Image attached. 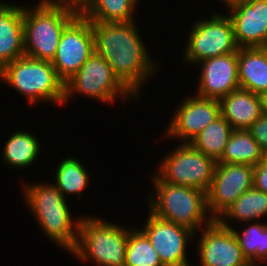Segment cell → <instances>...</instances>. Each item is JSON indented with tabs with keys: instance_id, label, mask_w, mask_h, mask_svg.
<instances>
[{
	"instance_id": "6da1fadb",
	"label": "cell",
	"mask_w": 267,
	"mask_h": 266,
	"mask_svg": "<svg viewBox=\"0 0 267 266\" xmlns=\"http://www.w3.org/2000/svg\"><path fill=\"white\" fill-rule=\"evenodd\" d=\"M135 23L91 22V25L95 52L105 58L120 82L140 99L144 81L154 76L158 65L151 59Z\"/></svg>"
},
{
	"instance_id": "7a4b0ae2",
	"label": "cell",
	"mask_w": 267,
	"mask_h": 266,
	"mask_svg": "<svg viewBox=\"0 0 267 266\" xmlns=\"http://www.w3.org/2000/svg\"><path fill=\"white\" fill-rule=\"evenodd\" d=\"M24 203L47 239L71 253L78 241L81 217L74 220L68 200L53 183H27L23 187ZM73 218V219H72Z\"/></svg>"
},
{
	"instance_id": "3957f363",
	"label": "cell",
	"mask_w": 267,
	"mask_h": 266,
	"mask_svg": "<svg viewBox=\"0 0 267 266\" xmlns=\"http://www.w3.org/2000/svg\"><path fill=\"white\" fill-rule=\"evenodd\" d=\"M151 177L154 192L150 195L151 192H147L151 214L188 228L195 234L214 220L208 215L206 192L160 181L155 174Z\"/></svg>"
},
{
	"instance_id": "277c9868",
	"label": "cell",
	"mask_w": 267,
	"mask_h": 266,
	"mask_svg": "<svg viewBox=\"0 0 267 266\" xmlns=\"http://www.w3.org/2000/svg\"><path fill=\"white\" fill-rule=\"evenodd\" d=\"M0 81L12 86L30 105L38 101L64 105L65 83L50 61L24 55L0 70Z\"/></svg>"
},
{
	"instance_id": "5b68a950",
	"label": "cell",
	"mask_w": 267,
	"mask_h": 266,
	"mask_svg": "<svg viewBox=\"0 0 267 266\" xmlns=\"http://www.w3.org/2000/svg\"><path fill=\"white\" fill-rule=\"evenodd\" d=\"M119 225L100 217L81 216L78 241L71 254L82 262L91 259L97 266H124L130 229Z\"/></svg>"
},
{
	"instance_id": "8992f818",
	"label": "cell",
	"mask_w": 267,
	"mask_h": 266,
	"mask_svg": "<svg viewBox=\"0 0 267 266\" xmlns=\"http://www.w3.org/2000/svg\"><path fill=\"white\" fill-rule=\"evenodd\" d=\"M78 14L43 3L23 5L25 56L52 62L64 29Z\"/></svg>"
},
{
	"instance_id": "52a82bcc",
	"label": "cell",
	"mask_w": 267,
	"mask_h": 266,
	"mask_svg": "<svg viewBox=\"0 0 267 266\" xmlns=\"http://www.w3.org/2000/svg\"><path fill=\"white\" fill-rule=\"evenodd\" d=\"M74 94L85 95L106 104L113 103L118 96L123 101L136 98L116 77L105 58L95 51L65 83L64 104Z\"/></svg>"
},
{
	"instance_id": "ba28073f",
	"label": "cell",
	"mask_w": 267,
	"mask_h": 266,
	"mask_svg": "<svg viewBox=\"0 0 267 266\" xmlns=\"http://www.w3.org/2000/svg\"><path fill=\"white\" fill-rule=\"evenodd\" d=\"M178 146V147H177ZM160 160L157 174L160 181L197 188L207 193L217 162L195 149L190 143H179Z\"/></svg>"
},
{
	"instance_id": "9c48e42d",
	"label": "cell",
	"mask_w": 267,
	"mask_h": 266,
	"mask_svg": "<svg viewBox=\"0 0 267 266\" xmlns=\"http://www.w3.org/2000/svg\"><path fill=\"white\" fill-rule=\"evenodd\" d=\"M186 42L182 60L187 65H195L201 60L237 52L239 49L230 16L220 12L211 13L208 20L195 21Z\"/></svg>"
},
{
	"instance_id": "30bf717a",
	"label": "cell",
	"mask_w": 267,
	"mask_h": 266,
	"mask_svg": "<svg viewBox=\"0 0 267 266\" xmlns=\"http://www.w3.org/2000/svg\"><path fill=\"white\" fill-rule=\"evenodd\" d=\"M95 51L91 21L78 15L63 31L52 60L59 78L66 83Z\"/></svg>"
},
{
	"instance_id": "8fae6325",
	"label": "cell",
	"mask_w": 267,
	"mask_h": 266,
	"mask_svg": "<svg viewBox=\"0 0 267 266\" xmlns=\"http://www.w3.org/2000/svg\"><path fill=\"white\" fill-rule=\"evenodd\" d=\"M254 167L217 163L206 193L207 209L217 220L244 192L253 188Z\"/></svg>"
},
{
	"instance_id": "7c38bea8",
	"label": "cell",
	"mask_w": 267,
	"mask_h": 266,
	"mask_svg": "<svg viewBox=\"0 0 267 266\" xmlns=\"http://www.w3.org/2000/svg\"><path fill=\"white\" fill-rule=\"evenodd\" d=\"M142 227L140 230L147 236L164 266L191 265L186 250L189 241L196 236L194 232L150 212Z\"/></svg>"
},
{
	"instance_id": "4fadbf2b",
	"label": "cell",
	"mask_w": 267,
	"mask_h": 266,
	"mask_svg": "<svg viewBox=\"0 0 267 266\" xmlns=\"http://www.w3.org/2000/svg\"><path fill=\"white\" fill-rule=\"evenodd\" d=\"M198 255L201 266H251L243 255L232 228L213 220L198 231Z\"/></svg>"
},
{
	"instance_id": "5bb4252c",
	"label": "cell",
	"mask_w": 267,
	"mask_h": 266,
	"mask_svg": "<svg viewBox=\"0 0 267 266\" xmlns=\"http://www.w3.org/2000/svg\"><path fill=\"white\" fill-rule=\"evenodd\" d=\"M220 115L219 100L197 95L185 98L175 110L165 134L172 140L178 138L181 143H189Z\"/></svg>"
},
{
	"instance_id": "9a60e30c",
	"label": "cell",
	"mask_w": 267,
	"mask_h": 266,
	"mask_svg": "<svg viewBox=\"0 0 267 266\" xmlns=\"http://www.w3.org/2000/svg\"><path fill=\"white\" fill-rule=\"evenodd\" d=\"M197 96L220 100L239 89L238 51L201 60Z\"/></svg>"
},
{
	"instance_id": "2e32d148",
	"label": "cell",
	"mask_w": 267,
	"mask_h": 266,
	"mask_svg": "<svg viewBox=\"0 0 267 266\" xmlns=\"http://www.w3.org/2000/svg\"><path fill=\"white\" fill-rule=\"evenodd\" d=\"M227 12L238 48L267 47V0L242 3Z\"/></svg>"
},
{
	"instance_id": "e0dca14e",
	"label": "cell",
	"mask_w": 267,
	"mask_h": 266,
	"mask_svg": "<svg viewBox=\"0 0 267 266\" xmlns=\"http://www.w3.org/2000/svg\"><path fill=\"white\" fill-rule=\"evenodd\" d=\"M24 55L23 5L0 2V70Z\"/></svg>"
},
{
	"instance_id": "ac0fdd59",
	"label": "cell",
	"mask_w": 267,
	"mask_h": 266,
	"mask_svg": "<svg viewBox=\"0 0 267 266\" xmlns=\"http://www.w3.org/2000/svg\"><path fill=\"white\" fill-rule=\"evenodd\" d=\"M220 113L233 130H248L263 114L258 94L237 89L219 100Z\"/></svg>"
},
{
	"instance_id": "d6986e66",
	"label": "cell",
	"mask_w": 267,
	"mask_h": 266,
	"mask_svg": "<svg viewBox=\"0 0 267 266\" xmlns=\"http://www.w3.org/2000/svg\"><path fill=\"white\" fill-rule=\"evenodd\" d=\"M237 71L241 89L267 91V47L239 48Z\"/></svg>"
},
{
	"instance_id": "ffe728a7",
	"label": "cell",
	"mask_w": 267,
	"mask_h": 266,
	"mask_svg": "<svg viewBox=\"0 0 267 266\" xmlns=\"http://www.w3.org/2000/svg\"><path fill=\"white\" fill-rule=\"evenodd\" d=\"M30 131L16 130L6 140L2 148V160L11 168H27L32 166L40 153V141Z\"/></svg>"
},
{
	"instance_id": "44dd1931",
	"label": "cell",
	"mask_w": 267,
	"mask_h": 266,
	"mask_svg": "<svg viewBox=\"0 0 267 266\" xmlns=\"http://www.w3.org/2000/svg\"><path fill=\"white\" fill-rule=\"evenodd\" d=\"M267 216V194L254 187L244 192L227 210L217 219L219 223L234 221L246 223L261 221Z\"/></svg>"
},
{
	"instance_id": "7402d4cb",
	"label": "cell",
	"mask_w": 267,
	"mask_h": 266,
	"mask_svg": "<svg viewBox=\"0 0 267 266\" xmlns=\"http://www.w3.org/2000/svg\"><path fill=\"white\" fill-rule=\"evenodd\" d=\"M265 156L249 130H233L217 163L246 164L255 167Z\"/></svg>"
},
{
	"instance_id": "603a6c76",
	"label": "cell",
	"mask_w": 267,
	"mask_h": 266,
	"mask_svg": "<svg viewBox=\"0 0 267 266\" xmlns=\"http://www.w3.org/2000/svg\"><path fill=\"white\" fill-rule=\"evenodd\" d=\"M221 225L232 228L243 255L251 266H260V263L267 262V222L255 221L245 229L236 230L228 222ZM259 262V263H258Z\"/></svg>"
},
{
	"instance_id": "cb8c5ba5",
	"label": "cell",
	"mask_w": 267,
	"mask_h": 266,
	"mask_svg": "<svg viewBox=\"0 0 267 266\" xmlns=\"http://www.w3.org/2000/svg\"><path fill=\"white\" fill-rule=\"evenodd\" d=\"M233 132L229 122L220 115L189 143L205 156L218 162Z\"/></svg>"
},
{
	"instance_id": "d4e9b609",
	"label": "cell",
	"mask_w": 267,
	"mask_h": 266,
	"mask_svg": "<svg viewBox=\"0 0 267 266\" xmlns=\"http://www.w3.org/2000/svg\"><path fill=\"white\" fill-rule=\"evenodd\" d=\"M85 165L77 157H64L55 169V183H53L60 193L81 197L89 183V175Z\"/></svg>"
},
{
	"instance_id": "484cf974",
	"label": "cell",
	"mask_w": 267,
	"mask_h": 266,
	"mask_svg": "<svg viewBox=\"0 0 267 266\" xmlns=\"http://www.w3.org/2000/svg\"><path fill=\"white\" fill-rule=\"evenodd\" d=\"M139 0H91L83 17L91 22H134Z\"/></svg>"
},
{
	"instance_id": "4316f807",
	"label": "cell",
	"mask_w": 267,
	"mask_h": 266,
	"mask_svg": "<svg viewBox=\"0 0 267 266\" xmlns=\"http://www.w3.org/2000/svg\"><path fill=\"white\" fill-rule=\"evenodd\" d=\"M124 266H164L147 236L137 227L129 230Z\"/></svg>"
},
{
	"instance_id": "83f0119b",
	"label": "cell",
	"mask_w": 267,
	"mask_h": 266,
	"mask_svg": "<svg viewBox=\"0 0 267 266\" xmlns=\"http://www.w3.org/2000/svg\"><path fill=\"white\" fill-rule=\"evenodd\" d=\"M248 130L260 149L267 155V115L263 114Z\"/></svg>"
},
{
	"instance_id": "f1b7e54d",
	"label": "cell",
	"mask_w": 267,
	"mask_h": 266,
	"mask_svg": "<svg viewBox=\"0 0 267 266\" xmlns=\"http://www.w3.org/2000/svg\"><path fill=\"white\" fill-rule=\"evenodd\" d=\"M43 3L70 10L78 15H82L89 7L91 0H41Z\"/></svg>"
},
{
	"instance_id": "f546056e",
	"label": "cell",
	"mask_w": 267,
	"mask_h": 266,
	"mask_svg": "<svg viewBox=\"0 0 267 266\" xmlns=\"http://www.w3.org/2000/svg\"><path fill=\"white\" fill-rule=\"evenodd\" d=\"M253 187L267 194V155L254 167Z\"/></svg>"
},
{
	"instance_id": "4dcf8cb0",
	"label": "cell",
	"mask_w": 267,
	"mask_h": 266,
	"mask_svg": "<svg viewBox=\"0 0 267 266\" xmlns=\"http://www.w3.org/2000/svg\"><path fill=\"white\" fill-rule=\"evenodd\" d=\"M223 4H225L226 9H231L242 3H249L253 0H221Z\"/></svg>"
},
{
	"instance_id": "1f68e13d",
	"label": "cell",
	"mask_w": 267,
	"mask_h": 266,
	"mask_svg": "<svg viewBox=\"0 0 267 266\" xmlns=\"http://www.w3.org/2000/svg\"><path fill=\"white\" fill-rule=\"evenodd\" d=\"M260 102H261V110L262 114L267 115V91H263L259 94Z\"/></svg>"
}]
</instances>
